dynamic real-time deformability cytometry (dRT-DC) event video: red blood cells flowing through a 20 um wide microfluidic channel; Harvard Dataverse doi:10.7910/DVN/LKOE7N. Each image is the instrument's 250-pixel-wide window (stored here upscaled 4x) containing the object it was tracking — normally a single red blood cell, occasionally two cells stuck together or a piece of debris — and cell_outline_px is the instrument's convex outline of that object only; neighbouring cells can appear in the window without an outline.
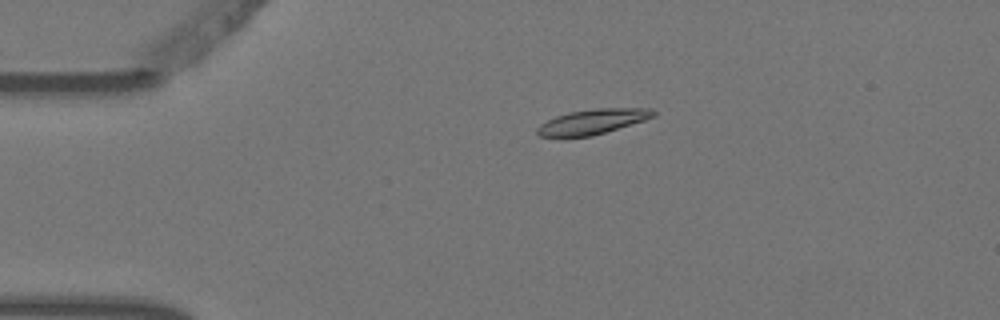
{"species": "Egyptian fruit bat (a non-hibernating species)", "species_latin": "Rousettus aegyptiacus", "temperature_condition": "warm", "stored_images_in_passage": 2, "camera_frame_rate_fps": 3000, "um_per_image_px": 0.085, "animal": {"sex": "female"}, "frame": {"image": 1, "passage_image": 1, "time_ms": 0.0, "image_size_px": [1000, 320], "cell_outline_px": [[656, 116], [644, 120], [592, 136], [564, 140], [540, 136], [536, 132], [536, 128], [540, 124], [556, 116], [568, 112], [596, 108], [652, 108], [656, 112]], "centroid_in_image_um": [50.29, 10.38], "position_along_channel_um": 34.7, "area_um2": 17.51}}